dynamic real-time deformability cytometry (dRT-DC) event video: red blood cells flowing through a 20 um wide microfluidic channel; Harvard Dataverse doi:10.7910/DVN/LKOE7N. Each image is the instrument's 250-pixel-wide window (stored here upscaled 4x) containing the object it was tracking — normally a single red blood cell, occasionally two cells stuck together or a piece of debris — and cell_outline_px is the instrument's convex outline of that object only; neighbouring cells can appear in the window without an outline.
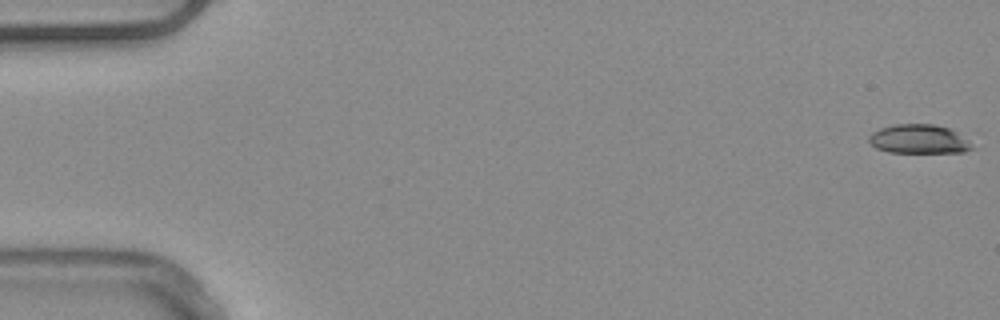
{"species": "common noctule bat (a hibernating species)", "species_latin": "Nyctalus noctula", "temperature_condition": "warm", "stored_images_in_passage": 17, "camera_frame_rate_fps": 3000, "um_per_image_px": 0.085, "animal": {"sex": "male", "body_mass_g": 20.4}, "frame": {"image": 1, "passage_image": 1, "time_ms": 0.0, "image_size_px": [1000, 320], "cell_outline_px": [[972, 148], [964, 152], [888, 152], [876, 148], [868, 140], [868, 136], [872, 132], [880, 128], [896, 124], [932, 124], [952, 128], [968, 140]], "centroid_in_image_um": [78.09, 11.81], "position_along_channel_um": 6.9, "area_um2": 17.4}}